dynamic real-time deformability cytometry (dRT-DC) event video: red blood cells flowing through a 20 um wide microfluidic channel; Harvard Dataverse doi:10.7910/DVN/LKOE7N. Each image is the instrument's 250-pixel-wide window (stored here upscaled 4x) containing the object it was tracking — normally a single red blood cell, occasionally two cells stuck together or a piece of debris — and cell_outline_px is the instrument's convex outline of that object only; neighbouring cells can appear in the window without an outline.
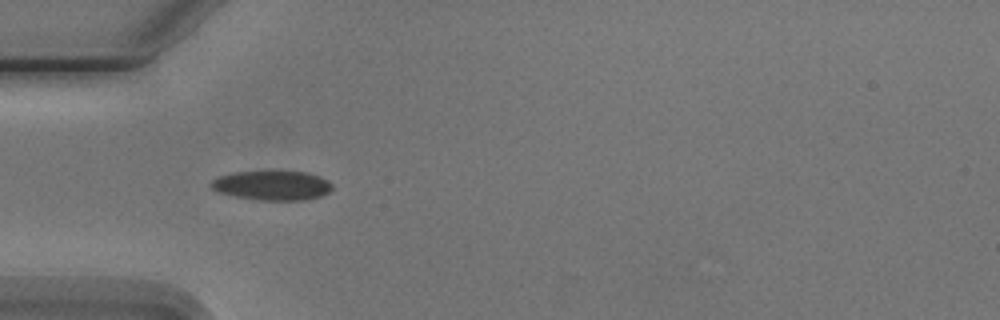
{"species": "Egyptian fruit bat (a non-hibernating species)", "species_latin": "Rousettus aegyptiacus", "temperature_condition": "cold", "stored_images_in_passage": 7, "camera_frame_rate_fps": 3000, "um_per_image_px": 0.085, "animal": {"sex": "male"}, "frame": {"image": 1, "passage_image": 4, "time_ms": 3.333, "image_size_px": [1000, 320], "cell_outline_px": [[332, 188], [328, 192], [320, 196], [304, 200], [256, 200], [236, 196], [220, 192], [212, 188], [208, 184], [212, 180], [220, 176], [232, 172], [308, 172], [320, 176], [328, 180], [332, 184]], "centroid_in_image_um": [23.14, 15.76], "position_along_channel_um": 61.9, "area_um2": 20.63}}
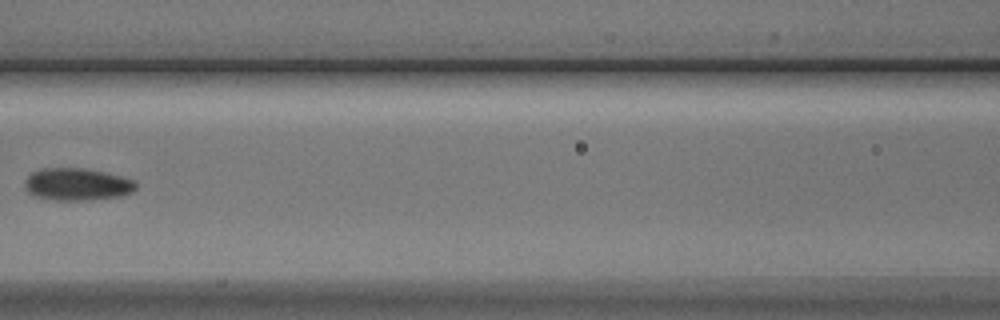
{"frame": {"image": 2, "passage_image": 6, "time_ms": 6.0, "image_size_px": [1000, 320], "cell_outline_px": [[136, 188], [132, 192], [120, 196], [88, 200], [52, 200], [32, 196], [28, 192], [24, 184], [28, 176], [32, 172], [44, 168], [84, 168], [104, 172], [120, 176], [132, 180], [136, 184]], "centroid_in_image_um": [6.52, 15.67], "position_along_channel_um": 160.1, "area_um2": 20.87}}
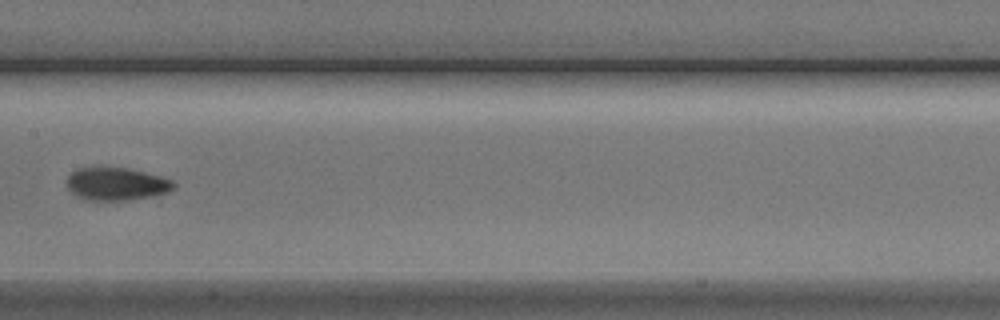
{"frame": {"image": 3, "passage_image": 7, "time_ms": 7.0, "image_size_px": [1000, 320], "cell_outline_px": [[176, 184], [168, 192], [132, 200], [84, 200], [76, 196], [68, 188], [68, 176], [72, 172], [80, 168], [128, 168], [160, 176], [172, 180]], "centroid_in_image_um": [9.9, 15.65], "position_along_channel_um": 197.5, "area_um2": 20.17}}